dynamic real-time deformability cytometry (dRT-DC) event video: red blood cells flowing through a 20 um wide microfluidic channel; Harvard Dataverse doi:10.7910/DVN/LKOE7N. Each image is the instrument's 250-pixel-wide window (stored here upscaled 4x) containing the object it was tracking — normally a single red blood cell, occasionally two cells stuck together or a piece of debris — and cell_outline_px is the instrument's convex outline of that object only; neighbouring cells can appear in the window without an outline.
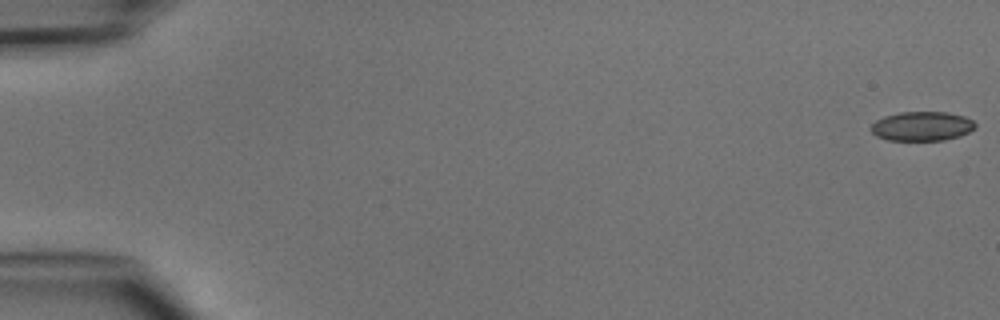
{"species": "common noctule bat (a hibernating species)", "species_latin": "Nyctalus noctula", "temperature_condition": "cold", "stored_images_in_passage": 4, "camera_frame_rate_fps": 3000, "um_per_image_px": 0.085, "animal": {"sex": "male", "body_mass_g": 15.6}, "frame": {"image": 1, "passage_image": 1, "time_ms": 0.0, "image_size_px": [1000, 320], "cell_outline_px": [[976, 128], [960, 136], [944, 140], [888, 140], [876, 136], [872, 132], [872, 124], [876, 120], [884, 116], [900, 112], [948, 112], [964, 116], [972, 120], [976, 124]], "centroid_in_image_um": [78.38, 10.72], "position_along_channel_um": 6.6, "area_um2": 17.8}}